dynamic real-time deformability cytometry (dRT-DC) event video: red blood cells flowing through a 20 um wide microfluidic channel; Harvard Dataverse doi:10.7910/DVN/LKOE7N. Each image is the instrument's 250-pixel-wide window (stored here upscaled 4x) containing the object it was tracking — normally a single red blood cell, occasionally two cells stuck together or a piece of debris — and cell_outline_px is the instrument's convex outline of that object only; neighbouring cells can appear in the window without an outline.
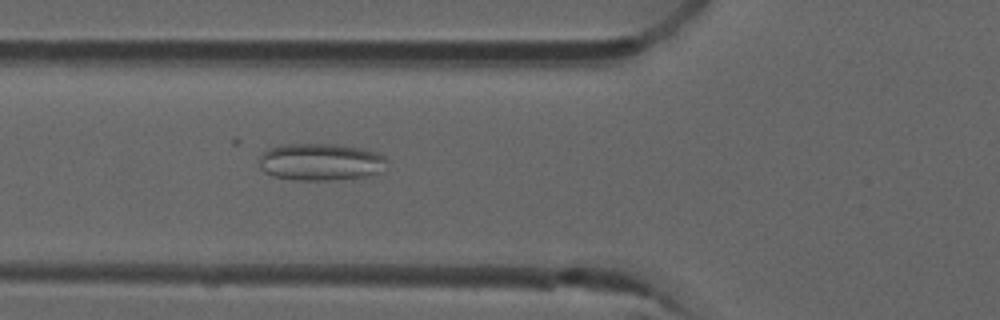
{"species": "common noctule bat (a hibernating species)", "species_latin": "Nyctalus noctula", "temperature_condition": "room temperature", "stored_images_in_passage": 52, "camera_frame_rate_fps": 3000, "um_per_image_px": 0.085, "animal": {"sex": "male", "forearm_length_mm": 52.5}, "frame": {"image": 1, "passage_image": 19, "time_ms": 6.0, "image_size_px": [1000, 320], "cell_outline_px": [[388, 160], [380, 172], [364, 176], [332, 180], [292, 180], [272, 176], [264, 172], [260, 168], [260, 156], [264, 152], [280, 144], [340, 144], [360, 148], [376, 152], [384, 156]], "centroid_in_image_um": [27.23, 13.76], "position_along_channel_um": 98.6, "area_um2": 27.69}}
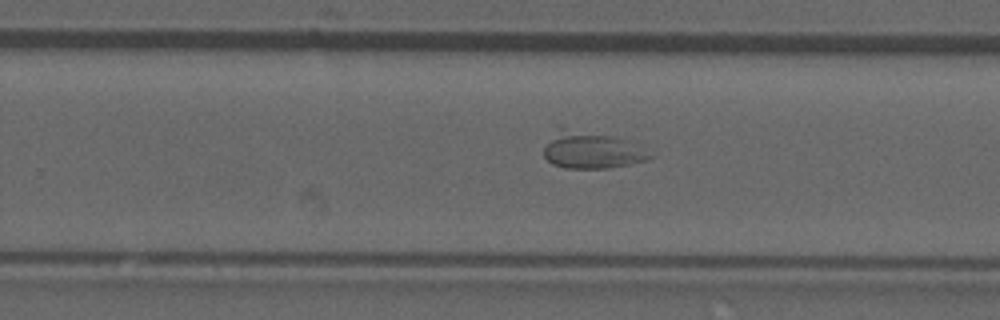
{"frame": {"image": 2, "passage_image": 33, "time_ms": 10.667, "image_size_px": [1000, 320], "cell_outline_px": [[652, 156], [648, 160], [608, 168], [564, 168], [552, 164], [544, 156], [544, 148], [560, 124], [612, 136], [624, 140]], "centroid_in_image_um": [50.16, 12.73], "position_along_channel_um": 279.6, "area_um2": 22.54}}
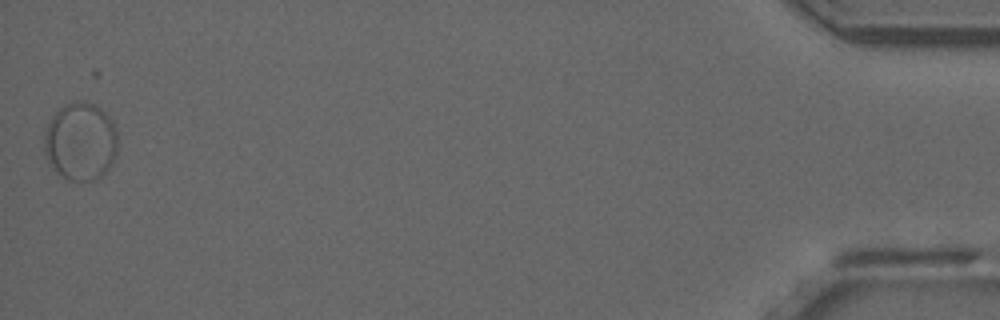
{"frame": {"image": 3, "passage_image": 52, "time_ms": 17.0, "image_size_px": [1000, 320], "cell_outline_px": [[116, 152], [112, 164], [100, 176], [92, 180], [68, 180], [56, 172], [48, 164], [44, 152], [44, 140], [48, 124], [52, 116], [64, 104], [76, 100], [84, 100], [96, 104], [108, 116], [116, 128]], "centroid_in_image_um": [6.82, 12.01], "position_along_channel_um": 428.4, "area_um2": 33.47}}